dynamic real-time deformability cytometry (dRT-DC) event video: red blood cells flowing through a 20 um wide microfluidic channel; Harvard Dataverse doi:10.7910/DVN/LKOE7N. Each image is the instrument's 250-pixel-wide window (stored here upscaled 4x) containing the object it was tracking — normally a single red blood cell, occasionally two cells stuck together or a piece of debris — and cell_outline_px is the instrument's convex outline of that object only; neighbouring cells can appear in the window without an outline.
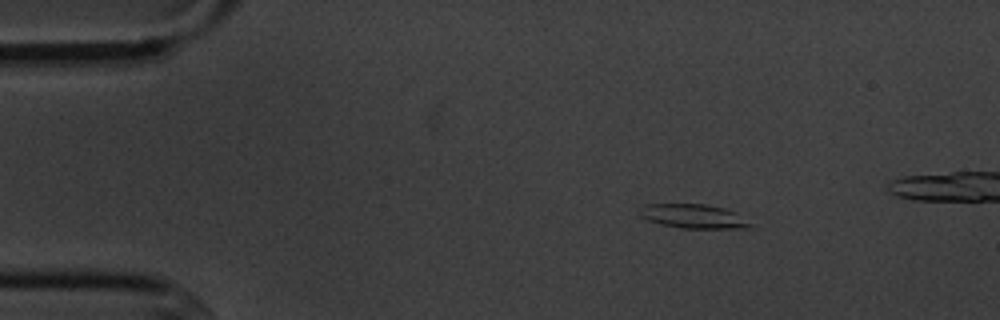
{"species": "common noctule bat (a hibernating species)", "species_latin": "Nyctalus noctula", "temperature_condition": "cold", "stored_images_in_passage": 4, "camera_frame_rate_fps": 3000, "um_per_image_px": 0.085, "animal": {"sex": "male", "body_mass_g": 20.1, "forearm_length_mm": 53.5}, "frame": {"image": 1, "passage_image": 2, "time_ms": 1.0, "image_size_px": [1000, 320], "cell_outline_px": [[756, 228], [680, 228], [660, 224], [648, 220], [640, 216], [636, 212], [644, 204], [704, 204], [724, 208], [736, 212], [752, 224]], "centroid_in_image_um": [58.93, 18.38], "position_along_channel_um": 26.1, "area_um2": 15.72}}